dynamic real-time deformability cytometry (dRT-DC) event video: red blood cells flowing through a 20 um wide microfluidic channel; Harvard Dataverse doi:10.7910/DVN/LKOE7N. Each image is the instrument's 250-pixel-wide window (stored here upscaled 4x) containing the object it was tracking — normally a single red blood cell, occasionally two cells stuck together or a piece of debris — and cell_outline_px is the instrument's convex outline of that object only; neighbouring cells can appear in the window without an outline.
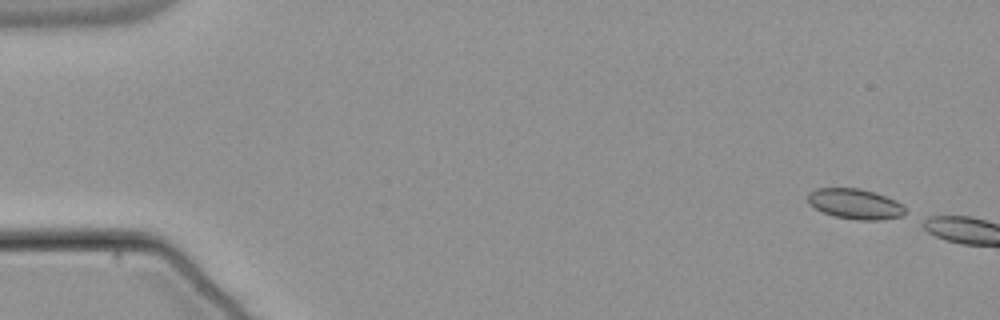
{"species": "common noctule bat (a hibernating species)", "species_latin": "Nyctalus noctula", "temperature_condition": "warm", "stored_images_in_passage": 5, "camera_frame_rate_fps": 3000, "um_per_image_px": 0.085, "animal": {"sex": "male", "body_mass_g": 21.5, "forearm_length_mm": 52.0}, "frame": {"image": 1, "passage_image": 2, "time_ms": 0.333, "image_size_px": [1000, 320], "cell_outline_px": [[904, 216], [880, 220], [860, 220], [836, 216], [824, 212], [808, 204], [808, 192], [816, 188], [860, 188], [876, 192], [896, 200], [904, 204]], "centroid_in_image_um": [72.71, 17.32], "position_along_channel_um": 12.3, "area_um2": 17.28}}